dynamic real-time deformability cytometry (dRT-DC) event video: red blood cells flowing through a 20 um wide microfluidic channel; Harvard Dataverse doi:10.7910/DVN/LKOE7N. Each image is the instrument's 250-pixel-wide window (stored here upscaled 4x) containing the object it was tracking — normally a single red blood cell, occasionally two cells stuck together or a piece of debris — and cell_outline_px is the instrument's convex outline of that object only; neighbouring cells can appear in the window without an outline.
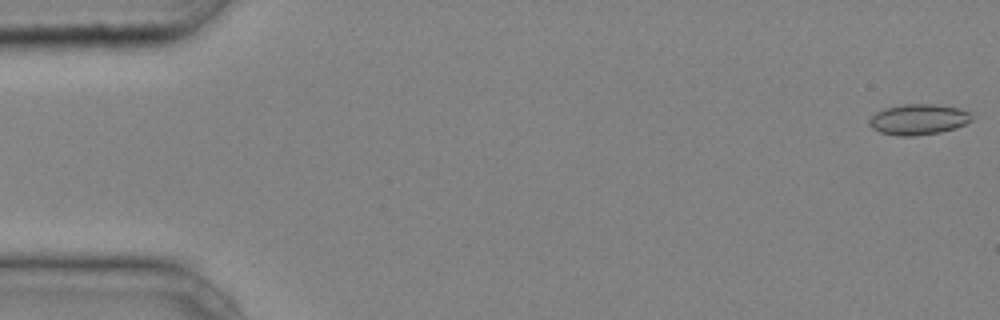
{"species": "common noctule bat (a hibernating species)", "species_latin": "Nyctalus noctula", "temperature_condition": "cold", "stored_images_in_passage": 8, "camera_frame_rate_fps": 3000, "um_per_image_px": 0.085, "animal": {"sex": "male", "body_mass_g": 20.4}, "frame": {"image": 1, "passage_image": 1, "time_ms": 0.0, "image_size_px": [1000, 320], "cell_outline_px": [[972, 120], [956, 128], [940, 132], [916, 136], [896, 136], [880, 132], [872, 128], [868, 124], [868, 120], [876, 112], [884, 108], [904, 104], [936, 104], [960, 108], [972, 112]], "centroid_in_image_um": [78.07, 10.15], "position_along_channel_um": 6.9, "area_um2": 18.55}}